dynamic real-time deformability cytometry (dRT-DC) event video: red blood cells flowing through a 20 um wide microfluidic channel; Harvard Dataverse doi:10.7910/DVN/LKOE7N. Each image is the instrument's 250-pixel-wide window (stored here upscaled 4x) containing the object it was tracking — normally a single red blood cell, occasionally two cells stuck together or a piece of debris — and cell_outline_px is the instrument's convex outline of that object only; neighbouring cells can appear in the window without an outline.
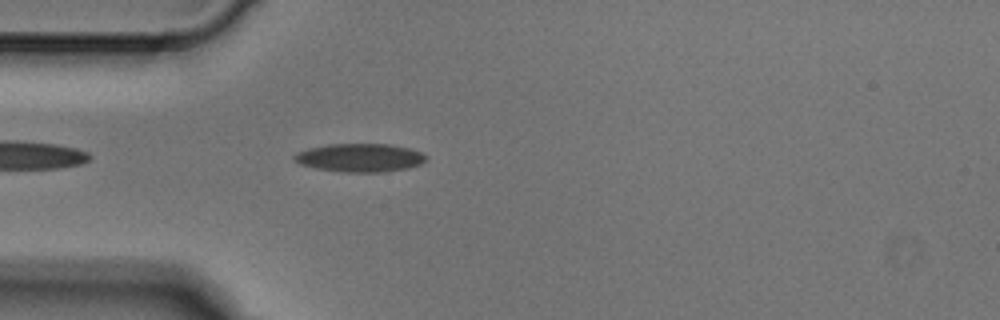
{"species": "Egyptian fruit bat (a non-hibernating species)", "species_latin": "Rousettus aegyptiacus", "temperature_condition": "cold", "stored_images_in_passage": 4, "camera_frame_rate_fps": 3000, "um_per_image_px": 0.085, "animal": {"sex": "male"}, "frame": {"image": 1, "passage_image": 4, "time_ms": 1.0, "image_size_px": [1000, 320], "cell_outline_px": [[428, 156], [420, 164], [408, 168], [384, 172], [344, 172], [316, 168], [300, 164], [292, 160], [292, 156], [296, 152], [308, 148], [328, 144], [388, 144], [412, 148]], "centroid_in_image_um": [30.57, 13.4], "position_along_channel_um": 54.4, "area_um2": 21.91}}